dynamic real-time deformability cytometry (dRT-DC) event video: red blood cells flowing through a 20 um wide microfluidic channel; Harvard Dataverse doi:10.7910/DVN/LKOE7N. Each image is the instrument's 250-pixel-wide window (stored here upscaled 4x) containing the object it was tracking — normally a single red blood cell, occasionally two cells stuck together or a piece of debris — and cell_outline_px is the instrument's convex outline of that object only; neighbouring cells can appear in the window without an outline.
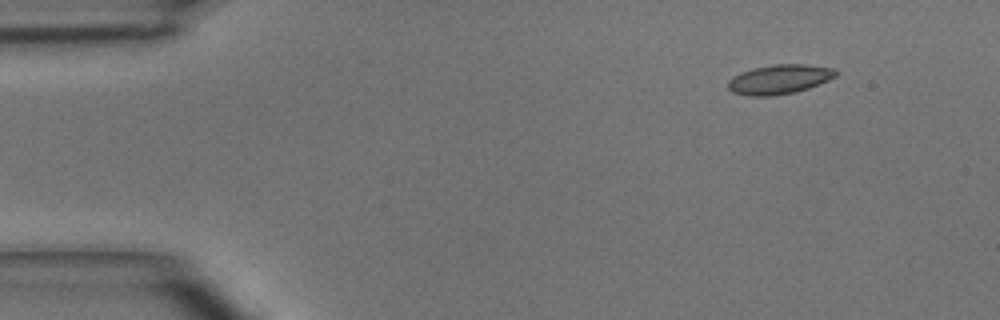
{"species": "common noctule bat (a hibernating species)", "species_latin": "Nyctalus noctula", "temperature_condition": "room temperature", "stored_images_in_passage": 4, "camera_frame_rate_fps": 3000, "um_per_image_px": 0.085, "animal": {"sex": "male", "body_mass_g": 15.6}, "frame": {"image": 1, "passage_image": 1, "time_ms": 0.0, "image_size_px": [1000, 320], "cell_outline_px": [[836, 76], [828, 80], [808, 88], [796, 92], [772, 96], [748, 96], [732, 92], [728, 88], [728, 80], [732, 76], [740, 72], [752, 68], [776, 64], [808, 64], [832, 68], [836, 72]], "centroid_in_image_um": [66.2, 6.74], "position_along_channel_um": 18.8, "area_um2": 18.55}}